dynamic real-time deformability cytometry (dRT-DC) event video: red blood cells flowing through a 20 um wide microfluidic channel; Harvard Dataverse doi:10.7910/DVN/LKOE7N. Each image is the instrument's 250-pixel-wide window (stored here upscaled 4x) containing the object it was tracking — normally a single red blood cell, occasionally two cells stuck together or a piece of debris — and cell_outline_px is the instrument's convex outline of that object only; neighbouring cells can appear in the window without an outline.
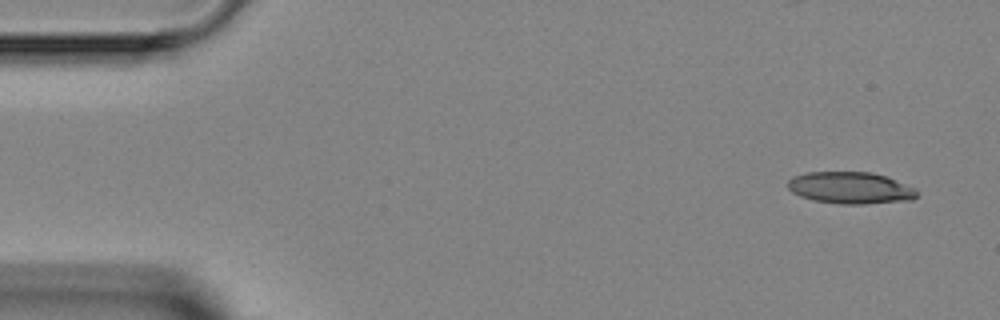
{"species": "Egyptian fruit bat (a non-hibernating species)", "species_latin": "Rousettus aegyptiacus", "temperature_condition": "room temperature", "stored_images_in_passage": 4, "camera_frame_rate_fps": 3000, "um_per_image_px": 0.085, "animal": {"sex": "female"}, "frame": {"image": 1, "passage_image": 1, "time_ms": 0.0, "image_size_px": [1000, 320], "cell_outline_px": [[916, 196], [912, 200], [864, 204], [840, 204], [812, 200], [800, 196], [792, 192], [788, 188], [788, 180], [792, 176], [804, 172], [872, 172], [888, 176], [916, 188]], "centroid_in_image_um": [72.28, 15.96], "position_along_channel_um": 12.7, "area_um2": 24.22}}
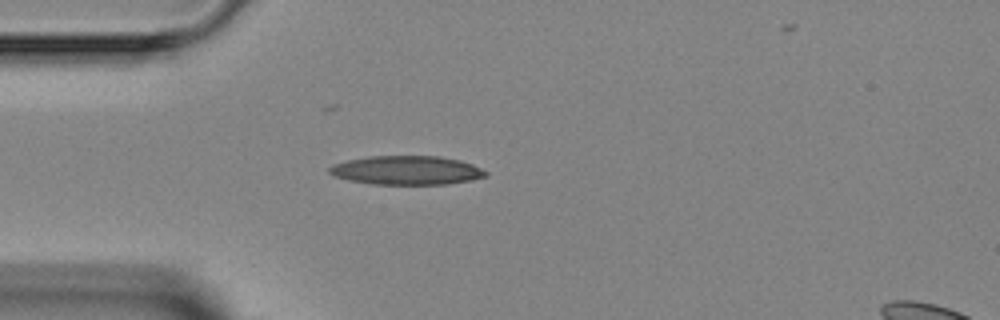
{"frame": {"image": 2, "passage_image": 4, "time_ms": 3.333, "image_size_px": [1000, 320], "cell_outline_px": [[488, 176], [472, 180], [448, 184], [372, 184], [348, 180], [336, 176], [328, 172], [328, 168], [332, 164], [348, 160], [368, 156], [440, 156], [460, 160], [472, 164], [488, 172]], "centroid_in_image_um": [34.58, 14.47], "position_along_channel_um": 50.4, "area_um2": 26.41}}